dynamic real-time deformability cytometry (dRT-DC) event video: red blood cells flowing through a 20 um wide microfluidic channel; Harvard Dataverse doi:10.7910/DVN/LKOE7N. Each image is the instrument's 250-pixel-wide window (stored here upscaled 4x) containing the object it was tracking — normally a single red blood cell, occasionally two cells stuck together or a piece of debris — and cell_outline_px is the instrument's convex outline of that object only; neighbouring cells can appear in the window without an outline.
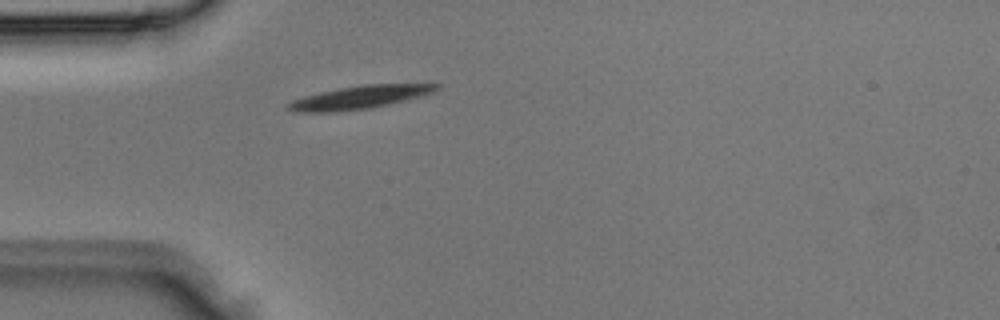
{"species": "Egyptian fruit bat (a non-hibernating species)", "species_latin": "Rousettus aegyptiacus", "temperature_condition": "room temperature", "stored_images_in_passage": 1, "camera_frame_rate_fps": 3000, "um_per_image_px": 0.085, "animal": {"sex": "male"}, "frame": {"image": 1, "passage_image": 1, "time_ms": 0.0, "image_size_px": [1000, 320], "cell_outline_px": [[440, 88], [432, 92], [420, 96], [388, 104], [368, 108], [336, 112], [292, 112], [284, 108], [284, 104], [292, 100], [304, 96], [320, 92], [340, 88], [364, 84], [440, 84]], "centroid_in_image_um": [30.46, 8.28], "position_along_channel_um": 54.5, "area_um2": 19.88}}